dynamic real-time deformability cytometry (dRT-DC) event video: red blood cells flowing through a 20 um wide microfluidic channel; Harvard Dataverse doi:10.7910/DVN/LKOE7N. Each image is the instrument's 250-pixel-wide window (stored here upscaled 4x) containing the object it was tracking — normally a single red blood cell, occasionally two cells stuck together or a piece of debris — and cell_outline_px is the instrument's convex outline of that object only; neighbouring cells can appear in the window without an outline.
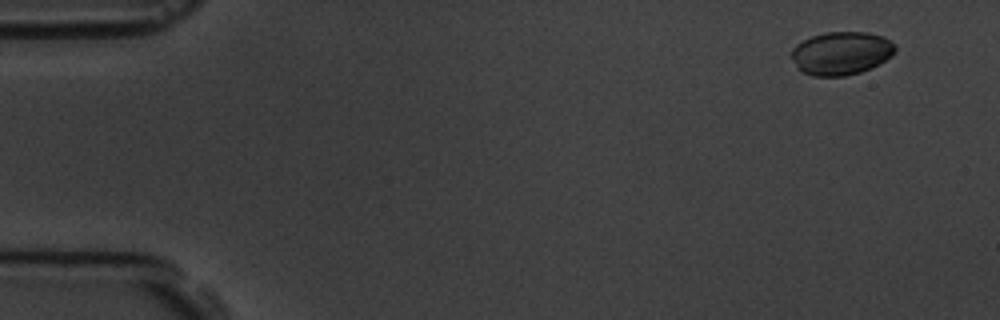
{"species": "common noctule bat (a hibernating species)", "species_latin": "Nyctalus noctula", "temperature_condition": "room temperature", "stored_images_in_passage": 6, "camera_frame_rate_fps": 3000, "um_per_image_px": 0.085, "animal": {"sex": "male", "body_mass_g": 19.5, "forearm_length_mm": 54.6}, "frame": {"image": 1, "passage_image": 1, "time_ms": 0.0, "image_size_px": [1000, 320], "cell_outline_px": [[896, 52], [892, 56], [880, 64], [872, 68], [860, 72], [844, 76], [812, 76], [800, 72], [792, 60], [792, 48], [796, 44], [812, 36], [824, 32], [868, 32], [884, 36], [896, 44]], "centroid_in_image_um": [71.53, 4.52], "position_along_channel_um": 13.5, "area_um2": 26.53}}
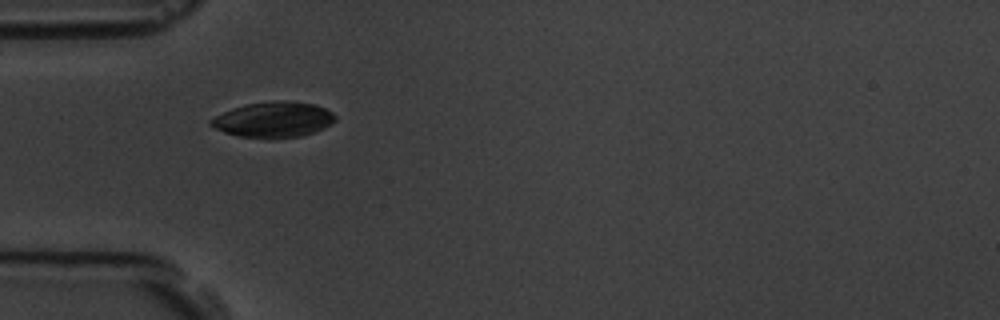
{"frame": {"image": 2, "passage_image": 5, "time_ms": 4.667, "image_size_px": [1000, 320], "cell_outline_px": [[336, 120], [332, 124], [316, 132], [304, 136], [272, 140], [240, 136], [224, 132], [208, 124], [208, 120], [232, 108], [244, 104], [272, 100], [288, 100], [316, 104], [332, 112], [336, 116]], "centroid_in_image_um": [23.28, 10.18], "position_along_channel_um": 61.7, "area_um2": 26.47}}
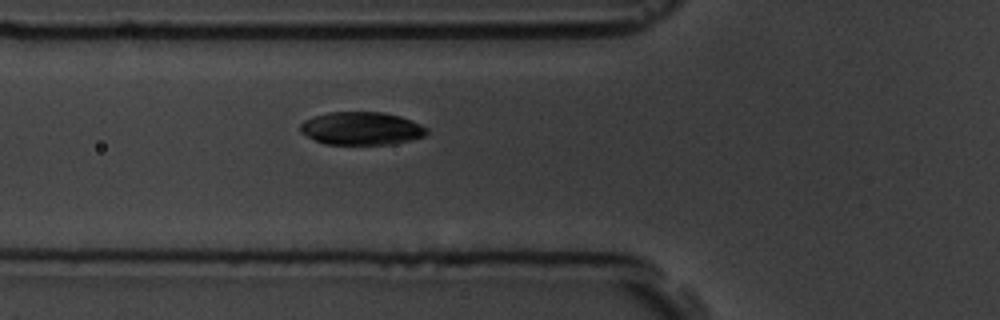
{"frame": {"image": 3, "passage_image": 6, "time_ms": 5.667, "image_size_px": [1000, 320], "cell_outline_px": [[428, 132], [424, 136], [392, 144], [324, 144], [300, 132], [300, 124], [304, 120], [328, 112], [384, 112], [400, 116], [412, 120], [428, 128]], "centroid_in_image_um": [30.73, 10.91], "position_along_channel_um": 95.1, "area_um2": 24.22}}